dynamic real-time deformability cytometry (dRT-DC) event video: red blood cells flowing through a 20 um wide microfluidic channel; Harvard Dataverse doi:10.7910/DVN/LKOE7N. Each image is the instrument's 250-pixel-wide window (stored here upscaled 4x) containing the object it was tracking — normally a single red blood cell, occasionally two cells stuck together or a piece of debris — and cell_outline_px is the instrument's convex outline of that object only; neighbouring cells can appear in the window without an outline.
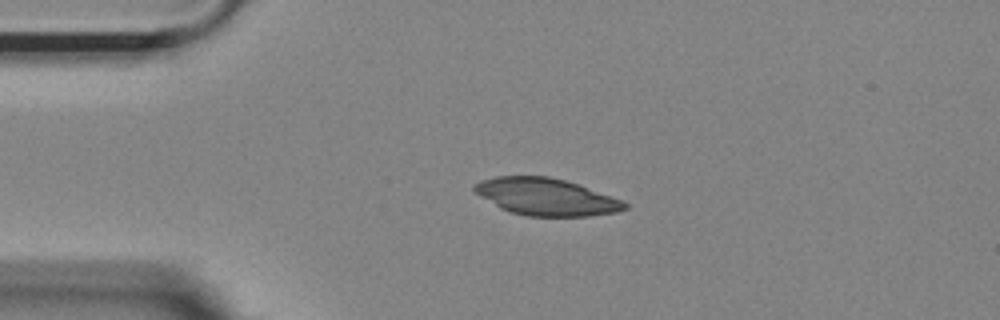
{"species": "Egyptian fruit bat (a non-hibernating species)", "species_latin": "Rousettus aegyptiacus", "temperature_condition": "room temperature", "stored_images_in_passage": 7, "camera_frame_rate_fps": 3000, "um_per_image_px": 0.085, "animal": {"sex": "female"}, "frame": {"image": 1, "passage_image": 1, "time_ms": 0.0, "image_size_px": [1000, 320], "cell_outline_px": [[628, 208], [616, 212], [588, 216], [528, 216], [512, 212], [500, 208], [480, 196], [472, 188], [472, 184], [480, 180], [496, 176], [548, 176], [564, 180], [576, 184], [620, 200], [628, 204]], "centroid_in_image_um": [46.36, 16.73], "position_along_channel_um": 38.6, "area_um2": 32.08}}